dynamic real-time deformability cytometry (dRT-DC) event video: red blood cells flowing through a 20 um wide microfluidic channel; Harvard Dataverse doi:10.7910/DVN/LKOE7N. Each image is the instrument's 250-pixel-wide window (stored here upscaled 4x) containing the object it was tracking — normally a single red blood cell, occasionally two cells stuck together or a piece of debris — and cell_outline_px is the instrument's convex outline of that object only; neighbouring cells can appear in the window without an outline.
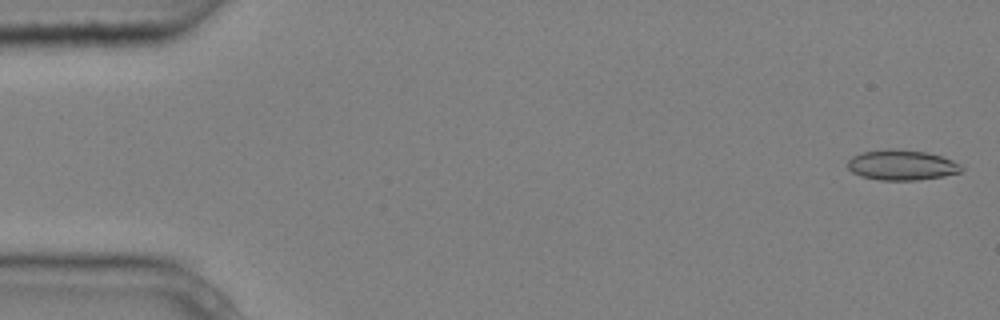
{"species": "common noctule bat (a hibernating species)", "species_latin": "Nyctalus noctula", "temperature_condition": "cold", "stored_images_in_passage": 5, "camera_frame_rate_fps": 3000, "um_per_image_px": 0.085, "animal": {"sex": "male", "body_mass_g": 20.4}, "frame": {"image": 1, "passage_image": 1, "time_ms": 0.0, "image_size_px": [1000, 320], "cell_outline_px": [[964, 168], [960, 172], [944, 176], [916, 180], [880, 180], [860, 176], [852, 172], [848, 168], [848, 160], [852, 156], [860, 152], [888, 148], [924, 152], [940, 156], [952, 160], [960, 164]], "centroid_in_image_um": [76.61, 14.03], "position_along_channel_um": 8.4, "area_um2": 20.06}}
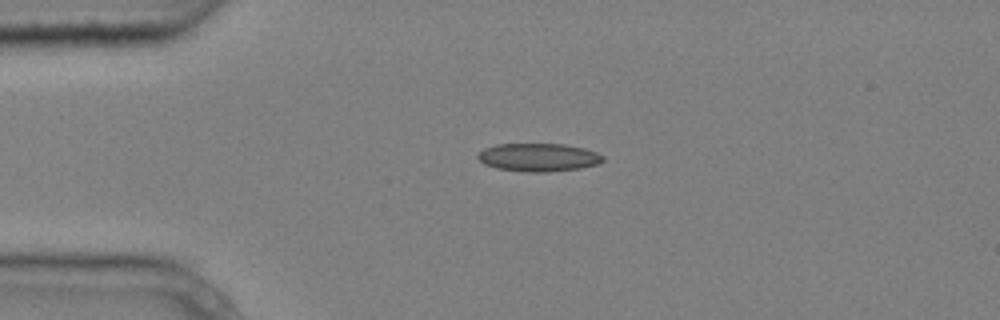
{"frame": {"image": 2, "passage_image": 4, "time_ms": 1.0, "image_size_px": [1000, 320], "cell_outline_px": [[604, 160], [600, 164], [580, 168], [544, 172], [524, 172], [496, 168], [484, 164], [476, 156], [484, 148], [496, 144], [564, 144], [584, 148], [596, 152], [604, 156]], "centroid_in_image_um": [45.78, 13.37], "position_along_channel_um": 39.2, "area_um2": 20.58}}